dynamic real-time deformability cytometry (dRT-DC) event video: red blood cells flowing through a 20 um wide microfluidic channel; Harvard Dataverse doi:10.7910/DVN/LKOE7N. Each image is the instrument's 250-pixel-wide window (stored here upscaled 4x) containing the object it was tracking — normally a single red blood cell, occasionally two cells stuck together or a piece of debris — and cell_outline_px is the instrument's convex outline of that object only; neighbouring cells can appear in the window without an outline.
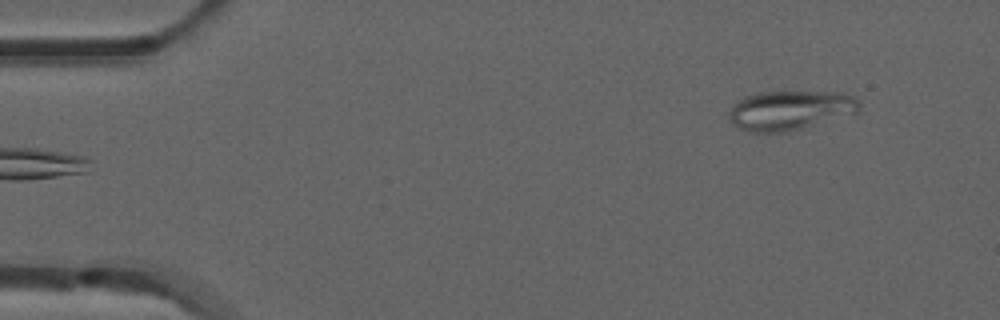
{"species": "common noctule bat (a hibernating species)", "species_latin": "Nyctalus noctula", "temperature_condition": "room temperature", "stored_images_in_passage": 5, "camera_frame_rate_fps": 3000, "um_per_image_px": 0.085, "animal": {"sex": "male", "forearm_length_mm": 52.5}, "frame": {"image": 1, "passage_image": 5, "time_ms": 1.333, "image_size_px": [1000, 320], "cell_outline_px": [[860, 112], [788, 132], [748, 132], [732, 124], [728, 120], [728, 112], [732, 104], [736, 100], [744, 96], [760, 92], [844, 92], [856, 96], [860, 100]], "centroid_in_image_um": [67.16, 9.37], "position_along_channel_um": 17.8, "area_um2": 30.52}}